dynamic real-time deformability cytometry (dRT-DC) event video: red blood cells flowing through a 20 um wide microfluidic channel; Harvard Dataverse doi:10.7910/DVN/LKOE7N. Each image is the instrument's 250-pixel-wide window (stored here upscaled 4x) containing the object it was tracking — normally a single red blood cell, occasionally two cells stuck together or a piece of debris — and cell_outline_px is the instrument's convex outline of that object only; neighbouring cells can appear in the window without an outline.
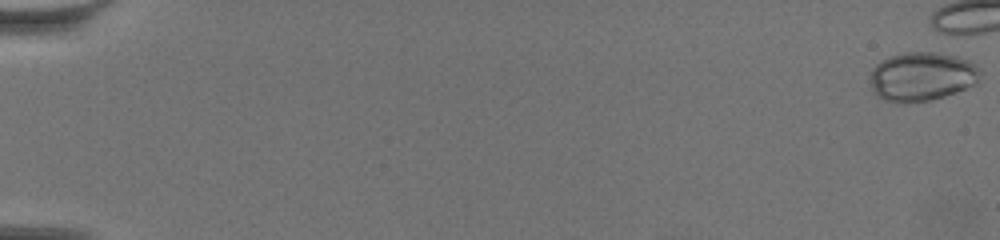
{"species": "common noctule bat (a hibernating species)", "species_latin": "Nyctalus noctula", "temperature_condition": "warm", "stored_images_in_passage": 34, "camera_frame_rate_fps": 3000, "um_per_image_px": 0.085, "animal": {"sex": "female", "body_mass_g": 19.5, "forearm_length_mm": 54.1}, "frame": {"image": 1, "passage_image": 1, "time_ms": 0.0, "image_size_px": [1000, 240], "cell_outline_px": [[980, 72], [976, 80], [972, 84], [956, 92], [944, 96], [928, 100], [884, 100], [876, 96], [872, 88], [872, 68], [876, 64], [892, 56], [904, 52], [932, 52], [956, 56], [968, 60], [980, 68]], "centroid_in_image_um": [78.36, 6.47], "position_along_channel_um": 6.6, "area_um2": 30.35}}
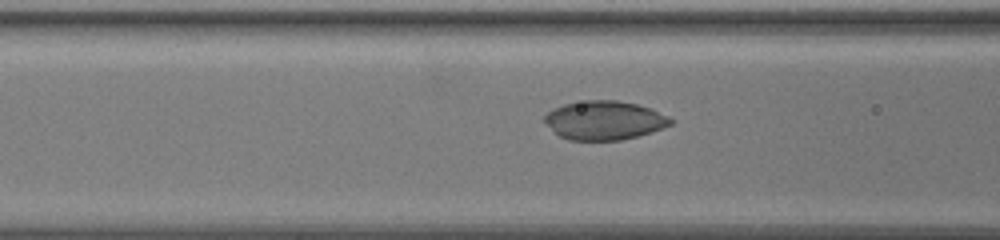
{"frame": {"image": 2, "passage_image": 28, "time_ms": 9.0, "image_size_px": [1000, 240], "cell_outline_px": [[672, 124], [652, 132], [620, 140], [568, 140], [560, 136], [544, 120], [544, 116], [548, 112], [564, 104], [588, 100], [616, 100], [636, 104], [648, 108], [668, 116], [672, 120]], "centroid_in_image_um": [51.38, 10.23], "position_along_channel_um": 115.2, "area_um2": 28.09}}
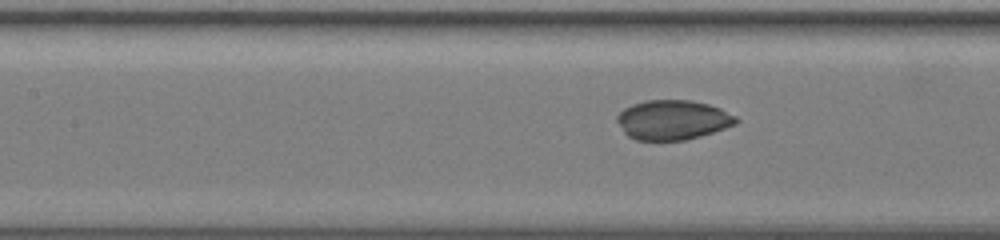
{"frame": {"image": 3, "passage_image": 31, "time_ms": 10.0, "image_size_px": [1000, 240], "cell_outline_px": [[740, 120], [736, 124], [700, 136], [684, 140], [636, 140], [628, 136], [624, 132], [616, 120], [616, 116], [624, 108], [632, 104], [644, 100], [692, 100], [708, 104], [720, 108], [736, 116]], "centroid_in_image_um": [57.17, 10.18], "position_along_channel_um": 150.2, "area_um2": 27.51}}